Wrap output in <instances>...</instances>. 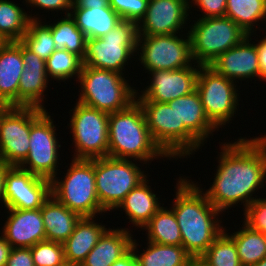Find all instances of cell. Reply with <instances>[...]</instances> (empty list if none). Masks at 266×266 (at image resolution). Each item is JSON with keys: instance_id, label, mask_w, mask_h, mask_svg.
Segmentation results:
<instances>
[{"instance_id": "1", "label": "cell", "mask_w": 266, "mask_h": 266, "mask_svg": "<svg viewBox=\"0 0 266 266\" xmlns=\"http://www.w3.org/2000/svg\"><path fill=\"white\" fill-rule=\"evenodd\" d=\"M220 148L215 178L204 193L221 212L240 202L246 209L257 198L253 194L266 186V134L224 142Z\"/></svg>"}, {"instance_id": "2", "label": "cell", "mask_w": 266, "mask_h": 266, "mask_svg": "<svg viewBox=\"0 0 266 266\" xmlns=\"http://www.w3.org/2000/svg\"><path fill=\"white\" fill-rule=\"evenodd\" d=\"M177 182L171 209L180 227L182 246L193 259L200 258L224 230L218 220L222 212L208 200L202 184L182 176Z\"/></svg>"}, {"instance_id": "3", "label": "cell", "mask_w": 266, "mask_h": 266, "mask_svg": "<svg viewBox=\"0 0 266 266\" xmlns=\"http://www.w3.org/2000/svg\"><path fill=\"white\" fill-rule=\"evenodd\" d=\"M108 156L132 159L148 165L154 159L170 158L154 142L143 109L135 100L128 107L108 116Z\"/></svg>"}, {"instance_id": "4", "label": "cell", "mask_w": 266, "mask_h": 266, "mask_svg": "<svg viewBox=\"0 0 266 266\" xmlns=\"http://www.w3.org/2000/svg\"><path fill=\"white\" fill-rule=\"evenodd\" d=\"M125 74L83 65L76 80L80 83L79 103L107 113L118 112L136 100Z\"/></svg>"}, {"instance_id": "5", "label": "cell", "mask_w": 266, "mask_h": 266, "mask_svg": "<svg viewBox=\"0 0 266 266\" xmlns=\"http://www.w3.org/2000/svg\"><path fill=\"white\" fill-rule=\"evenodd\" d=\"M71 160L64 179L55 176L51 180V195L81 217L105 213L96 193L95 158Z\"/></svg>"}, {"instance_id": "6", "label": "cell", "mask_w": 266, "mask_h": 266, "mask_svg": "<svg viewBox=\"0 0 266 266\" xmlns=\"http://www.w3.org/2000/svg\"><path fill=\"white\" fill-rule=\"evenodd\" d=\"M138 37V23L122 19L102 37L87 39L83 63L88 67L124 74L129 60L137 56Z\"/></svg>"}, {"instance_id": "7", "label": "cell", "mask_w": 266, "mask_h": 266, "mask_svg": "<svg viewBox=\"0 0 266 266\" xmlns=\"http://www.w3.org/2000/svg\"><path fill=\"white\" fill-rule=\"evenodd\" d=\"M196 20L190 24L192 26L188 34L194 63L200 66H209L222 53L248 36L232 19L225 16Z\"/></svg>"}, {"instance_id": "8", "label": "cell", "mask_w": 266, "mask_h": 266, "mask_svg": "<svg viewBox=\"0 0 266 266\" xmlns=\"http://www.w3.org/2000/svg\"><path fill=\"white\" fill-rule=\"evenodd\" d=\"M136 161L109 156L95 158L96 193L106 212L114 211L125 196L147 177L146 171L141 165L140 169Z\"/></svg>"}, {"instance_id": "9", "label": "cell", "mask_w": 266, "mask_h": 266, "mask_svg": "<svg viewBox=\"0 0 266 266\" xmlns=\"http://www.w3.org/2000/svg\"><path fill=\"white\" fill-rule=\"evenodd\" d=\"M177 115V159L187 158L219 129L208 119L197 90L169 101Z\"/></svg>"}, {"instance_id": "10", "label": "cell", "mask_w": 266, "mask_h": 266, "mask_svg": "<svg viewBox=\"0 0 266 266\" xmlns=\"http://www.w3.org/2000/svg\"><path fill=\"white\" fill-rule=\"evenodd\" d=\"M56 136L54 120L46 109H41L31 119L29 153L18 167L48 180L59 175L61 145Z\"/></svg>"}, {"instance_id": "11", "label": "cell", "mask_w": 266, "mask_h": 266, "mask_svg": "<svg viewBox=\"0 0 266 266\" xmlns=\"http://www.w3.org/2000/svg\"><path fill=\"white\" fill-rule=\"evenodd\" d=\"M70 132L75 153L74 159H94L108 156L109 113L85 106L79 102L71 109ZM70 125V126H69Z\"/></svg>"}, {"instance_id": "12", "label": "cell", "mask_w": 266, "mask_h": 266, "mask_svg": "<svg viewBox=\"0 0 266 266\" xmlns=\"http://www.w3.org/2000/svg\"><path fill=\"white\" fill-rule=\"evenodd\" d=\"M236 86L237 83L217 73L212 67H199L196 90L208 119L218 129L232 123V118L237 116L234 114L238 111L240 92Z\"/></svg>"}, {"instance_id": "13", "label": "cell", "mask_w": 266, "mask_h": 266, "mask_svg": "<svg viewBox=\"0 0 266 266\" xmlns=\"http://www.w3.org/2000/svg\"><path fill=\"white\" fill-rule=\"evenodd\" d=\"M184 35L139 36L136 55L139 56L137 61L147 70L145 73L192 66L194 60L190 37L187 32Z\"/></svg>"}, {"instance_id": "14", "label": "cell", "mask_w": 266, "mask_h": 266, "mask_svg": "<svg viewBox=\"0 0 266 266\" xmlns=\"http://www.w3.org/2000/svg\"><path fill=\"white\" fill-rule=\"evenodd\" d=\"M42 108L9 106L0 114V158L10 166H19L28 156L31 119Z\"/></svg>"}, {"instance_id": "15", "label": "cell", "mask_w": 266, "mask_h": 266, "mask_svg": "<svg viewBox=\"0 0 266 266\" xmlns=\"http://www.w3.org/2000/svg\"><path fill=\"white\" fill-rule=\"evenodd\" d=\"M51 196V180L36 176L18 166H11L5 175V209H39Z\"/></svg>"}, {"instance_id": "16", "label": "cell", "mask_w": 266, "mask_h": 266, "mask_svg": "<svg viewBox=\"0 0 266 266\" xmlns=\"http://www.w3.org/2000/svg\"><path fill=\"white\" fill-rule=\"evenodd\" d=\"M190 9L189 0H149L146 14L138 23V35L156 36L180 34L185 29L188 31L185 25L190 19Z\"/></svg>"}, {"instance_id": "17", "label": "cell", "mask_w": 266, "mask_h": 266, "mask_svg": "<svg viewBox=\"0 0 266 266\" xmlns=\"http://www.w3.org/2000/svg\"><path fill=\"white\" fill-rule=\"evenodd\" d=\"M196 65V67H195ZM200 65L194 63L190 67L178 70L152 71L150 84L136 92V98H145L148 101L168 103L181 96L188 95L196 90Z\"/></svg>"}, {"instance_id": "18", "label": "cell", "mask_w": 266, "mask_h": 266, "mask_svg": "<svg viewBox=\"0 0 266 266\" xmlns=\"http://www.w3.org/2000/svg\"><path fill=\"white\" fill-rule=\"evenodd\" d=\"M141 105L154 142L172 160L177 158V115L168 103L136 98Z\"/></svg>"}, {"instance_id": "19", "label": "cell", "mask_w": 266, "mask_h": 266, "mask_svg": "<svg viewBox=\"0 0 266 266\" xmlns=\"http://www.w3.org/2000/svg\"><path fill=\"white\" fill-rule=\"evenodd\" d=\"M251 37L254 36L248 35L241 43L222 53L209 66L217 73L235 83L238 82V84V80H254L255 77V79L258 77L260 80L258 52L256 44L251 43Z\"/></svg>"}, {"instance_id": "20", "label": "cell", "mask_w": 266, "mask_h": 266, "mask_svg": "<svg viewBox=\"0 0 266 266\" xmlns=\"http://www.w3.org/2000/svg\"><path fill=\"white\" fill-rule=\"evenodd\" d=\"M8 217L1 234L12 248H31L46 240L41 209H6Z\"/></svg>"}, {"instance_id": "21", "label": "cell", "mask_w": 266, "mask_h": 266, "mask_svg": "<svg viewBox=\"0 0 266 266\" xmlns=\"http://www.w3.org/2000/svg\"><path fill=\"white\" fill-rule=\"evenodd\" d=\"M21 52L24 63L18 88V106L46 109L43 106L44 99H46L44 93L50 81L47 77L46 62L22 42Z\"/></svg>"}, {"instance_id": "22", "label": "cell", "mask_w": 266, "mask_h": 266, "mask_svg": "<svg viewBox=\"0 0 266 266\" xmlns=\"http://www.w3.org/2000/svg\"><path fill=\"white\" fill-rule=\"evenodd\" d=\"M21 41L5 42L0 47V101L18 106V88L23 72Z\"/></svg>"}, {"instance_id": "23", "label": "cell", "mask_w": 266, "mask_h": 266, "mask_svg": "<svg viewBox=\"0 0 266 266\" xmlns=\"http://www.w3.org/2000/svg\"><path fill=\"white\" fill-rule=\"evenodd\" d=\"M133 235L128 228H108L79 266H112L131 250Z\"/></svg>"}, {"instance_id": "24", "label": "cell", "mask_w": 266, "mask_h": 266, "mask_svg": "<svg viewBox=\"0 0 266 266\" xmlns=\"http://www.w3.org/2000/svg\"><path fill=\"white\" fill-rule=\"evenodd\" d=\"M106 230L105 224L96 222V216L81 217L73 233L63 243L66 264L79 266Z\"/></svg>"}, {"instance_id": "25", "label": "cell", "mask_w": 266, "mask_h": 266, "mask_svg": "<svg viewBox=\"0 0 266 266\" xmlns=\"http://www.w3.org/2000/svg\"><path fill=\"white\" fill-rule=\"evenodd\" d=\"M146 177L132 189L115 210L123 209L135 227L143 228L162 207L158 194L153 193ZM159 197V198H158ZM119 208V209H118Z\"/></svg>"}, {"instance_id": "26", "label": "cell", "mask_w": 266, "mask_h": 266, "mask_svg": "<svg viewBox=\"0 0 266 266\" xmlns=\"http://www.w3.org/2000/svg\"><path fill=\"white\" fill-rule=\"evenodd\" d=\"M46 240L64 243L73 233L81 216L56 200L52 195L42 205Z\"/></svg>"}, {"instance_id": "27", "label": "cell", "mask_w": 266, "mask_h": 266, "mask_svg": "<svg viewBox=\"0 0 266 266\" xmlns=\"http://www.w3.org/2000/svg\"><path fill=\"white\" fill-rule=\"evenodd\" d=\"M69 15L87 39L102 37L122 20L111 6L92 7V9L71 8Z\"/></svg>"}, {"instance_id": "28", "label": "cell", "mask_w": 266, "mask_h": 266, "mask_svg": "<svg viewBox=\"0 0 266 266\" xmlns=\"http://www.w3.org/2000/svg\"><path fill=\"white\" fill-rule=\"evenodd\" d=\"M146 244L147 248L141 250V253L136 239L132 240L131 250L139 266H186L193 259L183 246L161 245L149 241Z\"/></svg>"}, {"instance_id": "29", "label": "cell", "mask_w": 266, "mask_h": 266, "mask_svg": "<svg viewBox=\"0 0 266 266\" xmlns=\"http://www.w3.org/2000/svg\"><path fill=\"white\" fill-rule=\"evenodd\" d=\"M225 17L232 19L246 34L256 35L255 29L266 22V0H227Z\"/></svg>"}, {"instance_id": "30", "label": "cell", "mask_w": 266, "mask_h": 266, "mask_svg": "<svg viewBox=\"0 0 266 266\" xmlns=\"http://www.w3.org/2000/svg\"><path fill=\"white\" fill-rule=\"evenodd\" d=\"M162 207L142 228L147 233L149 242L161 245L182 246L180 227L172 209Z\"/></svg>"}, {"instance_id": "31", "label": "cell", "mask_w": 266, "mask_h": 266, "mask_svg": "<svg viewBox=\"0 0 266 266\" xmlns=\"http://www.w3.org/2000/svg\"><path fill=\"white\" fill-rule=\"evenodd\" d=\"M28 14L14 1L0 0V37L9 41H21L31 20L40 17Z\"/></svg>"}, {"instance_id": "32", "label": "cell", "mask_w": 266, "mask_h": 266, "mask_svg": "<svg viewBox=\"0 0 266 266\" xmlns=\"http://www.w3.org/2000/svg\"><path fill=\"white\" fill-rule=\"evenodd\" d=\"M238 231L229 234L237 247L242 266H252L266 257V235L251 229L245 223Z\"/></svg>"}, {"instance_id": "33", "label": "cell", "mask_w": 266, "mask_h": 266, "mask_svg": "<svg viewBox=\"0 0 266 266\" xmlns=\"http://www.w3.org/2000/svg\"><path fill=\"white\" fill-rule=\"evenodd\" d=\"M63 16L60 20L58 18L53 22L54 24H47L46 20L44 23L50 28L57 49H66L83 59L86 52L87 37L76 26L70 15Z\"/></svg>"}, {"instance_id": "34", "label": "cell", "mask_w": 266, "mask_h": 266, "mask_svg": "<svg viewBox=\"0 0 266 266\" xmlns=\"http://www.w3.org/2000/svg\"><path fill=\"white\" fill-rule=\"evenodd\" d=\"M45 62L47 77L63 82L73 77L78 79L84 65L80 56L66 49H56Z\"/></svg>"}, {"instance_id": "35", "label": "cell", "mask_w": 266, "mask_h": 266, "mask_svg": "<svg viewBox=\"0 0 266 266\" xmlns=\"http://www.w3.org/2000/svg\"><path fill=\"white\" fill-rule=\"evenodd\" d=\"M226 229L200 257L207 266H242L234 240L226 233Z\"/></svg>"}, {"instance_id": "36", "label": "cell", "mask_w": 266, "mask_h": 266, "mask_svg": "<svg viewBox=\"0 0 266 266\" xmlns=\"http://www.w3.org/2000/svg\"><path fill=\"white\" fill-rule=\"evenodd\" d=\"M40 20H31L21 42L46 61L57 49L50 28Z\"/></svg>"}, {"instance_id": "37", "label": "cell", "mask_w": 266, "mask_h": 266, "mask_svg": "<svg viewBox=\"0 0 266 266\" xmlns=\"http://www.w3.org/2000/svg\"><path fill=\"white\" fill-rule=\"evenodd\" d=\"M30 249L35 266H64L66 264L62 243L44 240Z\"/></svg>"}, {"instance_id": "38", "label": "cell", "mask_w": 266, "mask_h": 266, "mask_svg": "<svg viewBox=\"0 0 266 266\" xmlns=\"http://www.w3.org/2000/svg\"><path fill=\"white\" fill-rule=\"evenodd\" d=\"M110 6L123 20L139 23L145 16L149 0H109Z\"/></svg>"}, {"instance_id": "39", "label": "cell", "mask_w": 266, "mask_h": 266, "mask_svg": "<svg viewBox=\"0 0 266 266\" xmlns=\"http://www.w3.org/2000/svg\"><path fill=\"white\" fill-rule=\"evenodd\" d=\"M243 212V223L266 235V198H256Z\"/></svg>"}, {"instance_id": "40", "label": "cell", "mask_w": 266, "mask_h": 266, "mask_svg": "<svg viewBox=\"0 0 266 266\" xmlns=\"http://www.w3.org/2000/svg\"><path fill=\"white\" fill-rule=\"evenodd\" d=\"M226 2L227 0H189V7L198 6L197 8L202 13V17L200 18L224 17Z\"/></svg>"}, {"instance_id": "41", "label": "cell", "mask_w": 266, "mask_h": 266, "mask_svg": "<svg viewBox=\"0 0 266 266\" xmlns=\"http://www.w3.org/2000/svg\"><path fill=\"white\" fill-rule=\"evenodd\" d=\"M25 2V5H28L29 7H37L41 10H48V12L51 10L53 11H65L63 12L65 16L70 14V10L72 8V0H23ZM27 3V4H26Z\"/></svg>"}, {"instance_id": "42", "label": "cell", "mask_w": 266, "mask_h": 266, "mask_svg": "<svg viewBox=\"0 0 266 266\" xmlns=\"http://www.w3.org/2000/svg\"><path fill=\"white\" fill-rule=\"evenodd\" d=\"M6 266H35L30 248H11Z\"/></svg>"}, {"instance_id": "43", "label": "cell", "mask_w": 266, "mask_h": 266, "mask_svg": "<svg viewBox=\"0 0 266 266\" xmlns=\"http://www.w3.org/2000/svg\"><path fill=\"white\" fill-rule=\"evenodd\" d=\"M256 49L258 52V62L260 68V81H266V35L264 34L261 39L256 43Z\"/></svg>"}, {"instance_id": "44", "label": "cell", "mask_w": 266, "mask_h": 266, "mask_svg": "<svg viewBox=\"0 0 266 266\" xmlns=\"http://www.w3.org/2000/svg\"><path fill=\"white\" fill-rule=\"evenodd\" d=\"M109 0H72V8L109 7Z\"/></svg>"}, {"instance_id": "45", "label": "cell", "mask_w": 266, "mask_h": 266, "mask_svg": "<svg viewBox=\"0 0 266 266\" xmlns=\"http://www.w3.org/2000/svg\"><path fill=\"white\" fill-rule=\"evenodd\" d=\"M11 245L5 240L4 236H0V266H6Z\"/></svg>"}, {"instance_id": "46", "label": "cell", "mask_w": 266, "mask_h": 266, "mask_svg": "<svg viewBox=\"0 0 266 266\" xmlns=\"http://www.w3.org/2000/svg\"><path fill=\"white\" fill-rule=\"evenodd\" d=\"M112 266H139V265L132 250H130L125 256L115 261L112 264Z\"/></svg>"}, {"instance_id": "47", "label": "cell", "mask_w": 266, "mask_h": 266, "mask_svg": "<svg viewBox=\"0 0 266 266\" xmlns=\"http://www.w3.org/2000/svg\"><path fill=\"white\" fill-rule=\"evenodd\" d=\"M11 166L6 164L1 158H0V203L4 205V184H5V175L7 170Z\"/></svg>"}, {"instance_id": "48", "label": "cell", "mask_w": 266, "mask_h": 266, "mask_svg": "<svg viewBox=\"0 0 266 266\" xmlns=\"http://www.w3.org/2000/svg\"><path fill=\"white\" fill-rule=\"evenodd\" d=\"M186 266H207L200 258L192 259Z\"/></svg>"}, {"instance_id": "49", "label": "cell", "mask_w": 266, "mask_h": 266, "mask_svg": "<svg viewBox=\"0 0 266 266\" xmlns=\"http://www.w3.org/2000/svg\"><path fill=\"white\" fill-rule=\"evenodd\" d=\"M252 266H266V257H264L262 260Z\"/></svg>"}, {"instance_id": "50", "label": "cell", "mask_w": 266, "mask_h": 266, "mask_svg": "<svg viewBox=\"0 0 266 266\" xmlns=\"http://www.w3.org/2000/svg\"><path fill=\"white\" fill-rule=\"evenodd\" d=\"M6 108V106L0 101V114Z\"/></svg>"}, {"instance_id": "51", "label": "cell", "mask_w": 266, "mask_h": 266, "mask_svg": "<svg viewBox=\"0 0 266 266\" xmlns=\"http://www.w3.org/2000/svg\"><path fill=\"white\" fill-rule=\"evenodd\" d=\"M5 43V40L0 37V47Z\"/></svg>"}, {"instance_id": "52", "label": "cell", "mask_w": 266, "mask_h": 266, "mask_svg": "<svg viewBox=\"0 0 266 266\" xmlns=\"http://www.w3.org/2000/svg\"><path fill=\"white\" fill-rule=\"evenodd\" d=\"M64 266H77V265H73V264H65Z\"/></svg>"}]
</instances>
